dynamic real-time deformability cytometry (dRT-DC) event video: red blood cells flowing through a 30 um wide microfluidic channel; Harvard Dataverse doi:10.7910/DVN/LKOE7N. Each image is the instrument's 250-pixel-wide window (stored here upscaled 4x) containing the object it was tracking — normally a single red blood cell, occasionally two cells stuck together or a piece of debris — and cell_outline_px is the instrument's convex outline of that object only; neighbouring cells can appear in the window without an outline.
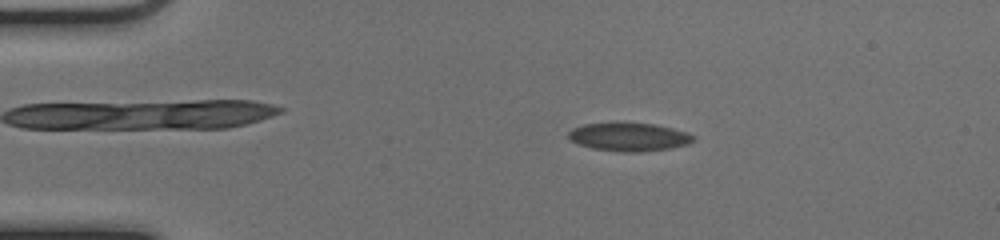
{"species": "common noctule bat (a hibernating species)", "species_latin": "Nyctalus noctula", "temperature_condition": "cold", "stored_images_in_passage": 53, "camera_frame_rate_fps": 3000, "um_per_image_px": 0.085, "animal": {"sex": "female", "body_mass_g": 17.0, "forearm_length_mm": 48.0}, "frame": {"image": 1, "passage_image": 10, "time_ms": 3.0, "image_size_px": [1000, 240], "cell_outline_px": [[696, 140], [688, 144], [668, 148], [640, 152], [620, 152], [592, 148], [580, 144], [572, 140], [568, 136], [568, 132], [572, 128], [584, 124], [652, 124], [672, 128], [696, 136]], "centroid_in_image_um": [53.48, 11.66], "position_along_channel_um": 31.5, "area_um2": 20.11}}
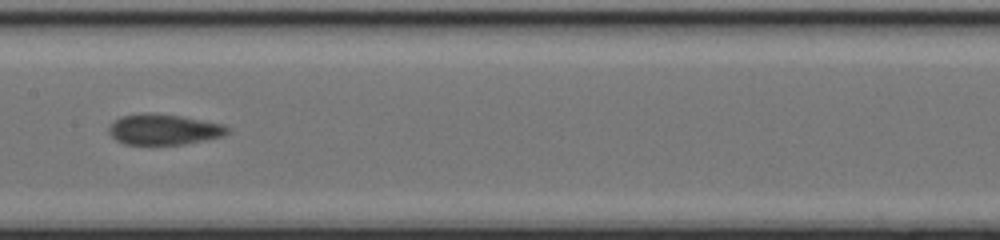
{"frame": {"image": 2, "passage_image": 27, "time_ms": 8.667, "image_size_px": [1000, 240], "cell_outline_px": [[228, 132], [220, 136], [204, 140], [184, 144], [124, 144], [116, 140], [108, 132], [108, 128], [120, 116], [180, 116], [224, 124], [228, 128]], "centroid_in_image_um": [13.94, 11.05], "position_along_channel_um": 193.5, "area_um2": 20.06}}
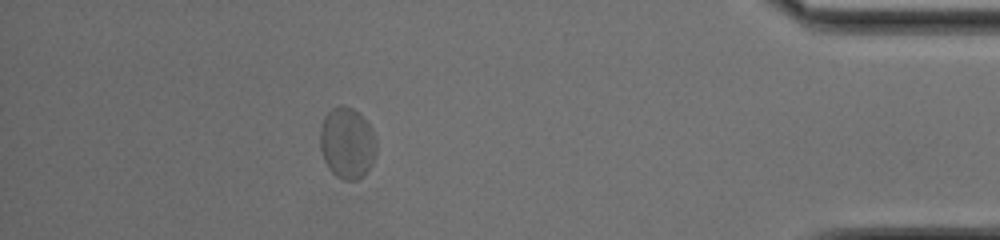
{"frame": {"image": 3, "passage_image": 47, "time_ms": 15.333, "image_size_px": [1000, 240], "cell_outline_px": [[376, 152], [372, 164], [364, 176], [356, 180], [340, 180], [328, 168], [324, 160], [320, 148], [320, 128], [324, 116], [332, 108], [340, 104], [352, 108], [372, 128], [376, 140]], "centroid_in_image_um": [29.5, 12.18], "position_along_channel_um": 405.7, "area_um2": 23.52}, "authors_computed_cell_mechanics": {"area_um2": 20.808, "velocity_mm_per_s": 3.8875, "shape_relaxation_time_tau1_ms": null, "shape_relaxation_time_tau2_ms": 0.7645, "deformation_change_tau1": null, "deformation_change_tau2": 0.0515}}